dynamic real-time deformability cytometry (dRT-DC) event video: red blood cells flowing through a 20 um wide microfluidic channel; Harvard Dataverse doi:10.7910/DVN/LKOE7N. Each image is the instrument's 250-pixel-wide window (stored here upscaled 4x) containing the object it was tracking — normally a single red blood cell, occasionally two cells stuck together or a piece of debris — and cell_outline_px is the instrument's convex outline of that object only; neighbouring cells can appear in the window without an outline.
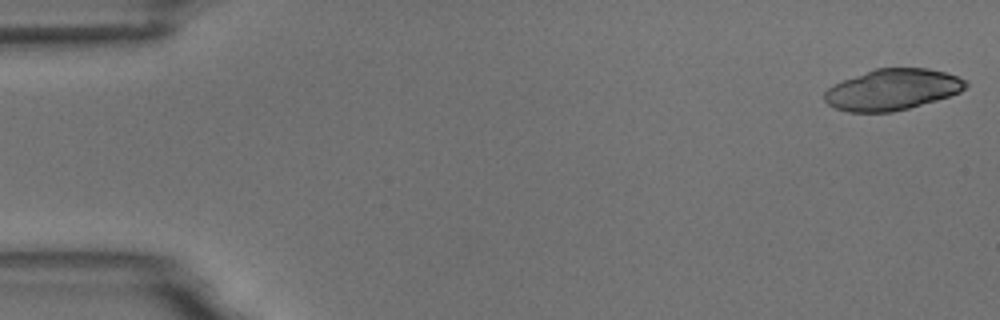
{"species": "common noctule bat (a hibernating species)", "species_latin": "Nyctalus noctula", "temperature_condition": "room temperature", "stored_images_in_passage": 4, "camera_frame_rate_fps": 3000, "um_per_image_px": 0.085, "animal": {"sex": "male", "body_mass_g": 18.8}, "frame": {"image": 1, "passage_image": 1, "time_ms": 0.0, "image_size_px": [1000, 320], "cell_outline_px": [[968, 84], [960, 92], [936, 100], [908, 108], [892, 112], [848, 112], [836, 108], [828, 104], [824, 100], [824, 92], [828, 88], [844, 80], [876, 68], [928, 68], [944, 72], [956, 76], [964, 80]], "centroid_in_image_um": [75.84, 7.62], "position_along_channel_um": 9.2, "area_um2": 33.35}}